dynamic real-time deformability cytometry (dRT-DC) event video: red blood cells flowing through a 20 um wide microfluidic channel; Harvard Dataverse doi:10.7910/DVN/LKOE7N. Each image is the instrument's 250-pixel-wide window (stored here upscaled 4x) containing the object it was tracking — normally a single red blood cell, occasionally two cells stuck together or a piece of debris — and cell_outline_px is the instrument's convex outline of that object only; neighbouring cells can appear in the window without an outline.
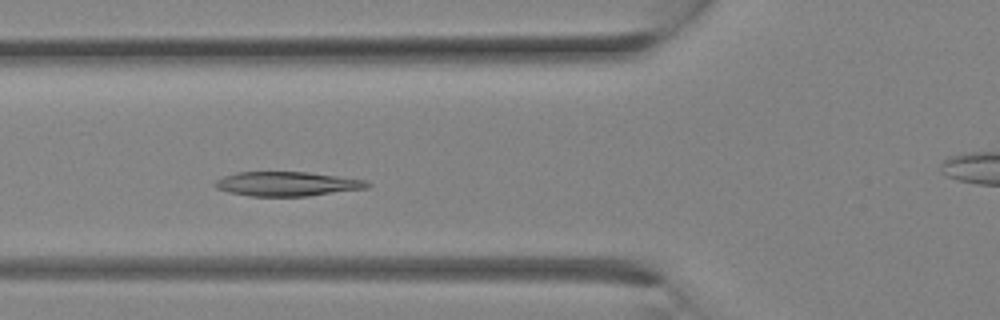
{"species": "Egyptian fruit bat (a non-hibernating species)", "species_latin": "Rousettus aegyptiacus", "temperature_condition": "room temperature", "stored_images_in_passage": 17, "camera_frame_rate_fps": 3000, "um_per_image_px": 0.085, "animal": {"sex": "female"}, "frame": {"image": 1, "passage_image": 8, "time_ms": 2.333, "image_size_px": [1000, 320], "cell_outline_px": [[372, 184], [368, 188], [308, 196], [252, 196], [228, 192], [216, 188], [212, 184], [216, 180], [224, 176], [236, 172], [308, 172], [368, 180]], "centroid_in_image_um": [24.42, 15.63], "position_along_channel_um": 101.4, "area_um2": 21.73}}
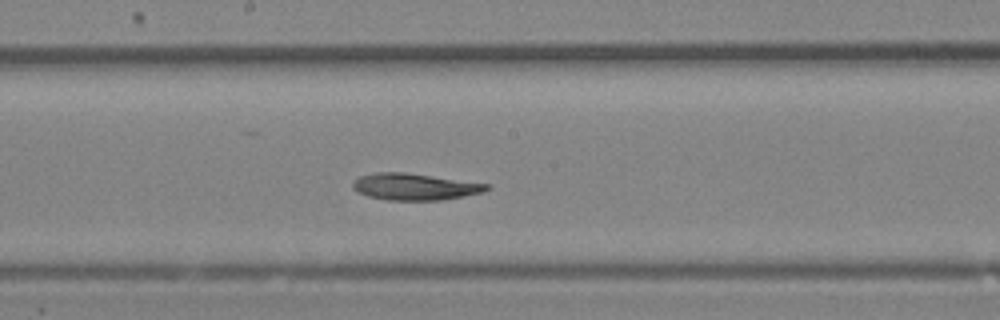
{"frame": {"image": 2, "passage_image": 13, "time_ms": 4.0, "image_size_px": [1000, 320], "cell_outline_px": [[492, 184], [484, 192], [444, 200], [388, 200], [368, 196], [356, 192], [352, 188], [352, 184], [360, 176], [372, 172], [404, 172]], "centroid_in_image_um": [35.25, 15.87], "position_along_channel_um": 212.9, "area_um2": 20.92}}
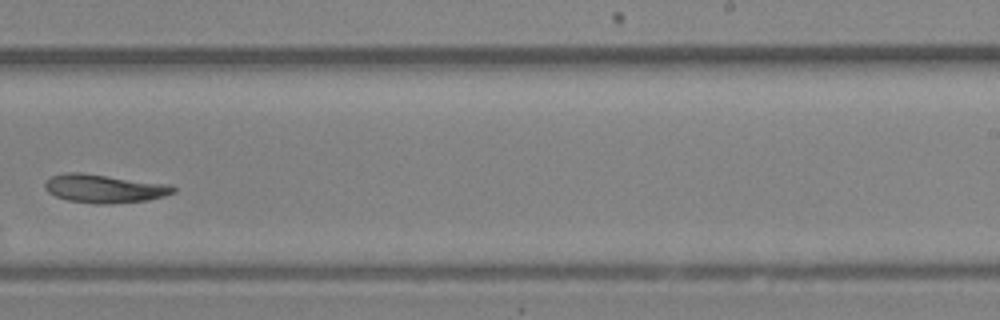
{"frame": {"image": 3, "passage_image": 16, "time_ms": 5.0, "image_size_px": [1000, 320], "cell_outline_px": [[176, 192], [164, 196], [148, 200], [104, 204], [96, 204], [68, 200], [56, 196], [48, 192], [44, 188], [44, 184], [52, 176], [68, 172], [80, 172], [172, 184], [176, 188]], "centroid_in_image_um": [8.91, 16.02], "position_along_channel_um": 280.1, "area_um2": 21.33}}